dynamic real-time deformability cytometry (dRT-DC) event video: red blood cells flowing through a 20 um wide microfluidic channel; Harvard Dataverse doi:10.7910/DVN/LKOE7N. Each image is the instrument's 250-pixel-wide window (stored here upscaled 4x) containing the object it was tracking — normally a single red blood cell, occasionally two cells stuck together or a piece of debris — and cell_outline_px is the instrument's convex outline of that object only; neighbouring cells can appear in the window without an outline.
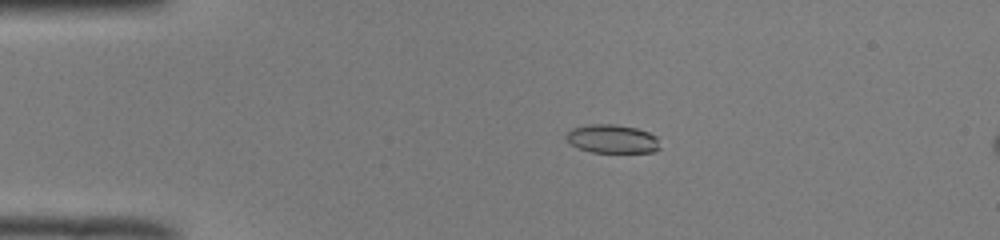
{"species": "common noctule bat (a hibernating species)", "species_latin": "Nyctalus noctula", "temperature_condition": "room temperature", "stored_images_in_passage": 7, "camera_frame_rate_fps": 3000, "um_per_image_px": 0.085, "animal": {"sex": "male", "body_mass_g": 19.0, "forearm_length_mm": 50.8}, "frame": {"image": 1, "passage_image": 2, "time_ms": 0.333, "image_size_px": [1000, 240], "cell_outline_px": [[660, 148], [652, 152], [592, 152], [580, 148], [572, 144], [564, 136], [572, 128], [592, 124], [616, 124], [636, 128], [648, 132], [656, 136]], "centroid_in_image_um": [52.05, 11.8], "position_along_channel_um": 33.0, "area_um2": 15.43}}